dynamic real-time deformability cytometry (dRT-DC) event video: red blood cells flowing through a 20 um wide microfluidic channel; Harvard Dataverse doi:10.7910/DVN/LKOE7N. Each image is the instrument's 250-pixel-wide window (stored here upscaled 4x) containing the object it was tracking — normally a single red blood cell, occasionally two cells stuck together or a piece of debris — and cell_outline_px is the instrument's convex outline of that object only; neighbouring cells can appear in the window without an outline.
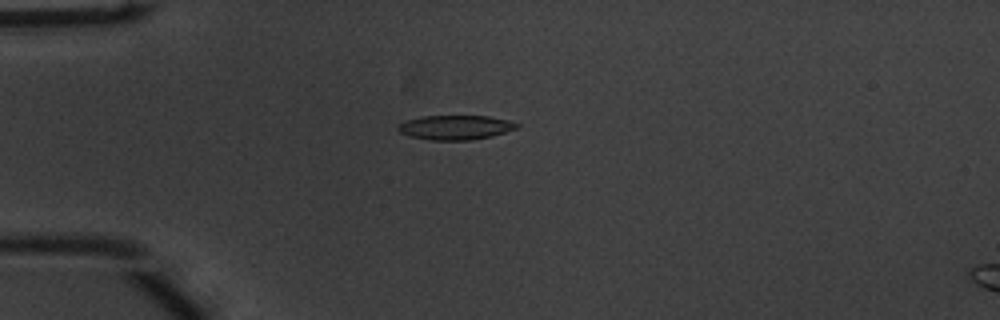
{"species": "common noctule bat (a hibernating species)", "species_latin": "Nyctalus noctula", "temperature_condition": "warm", "stored_images_in_passage": 54, "camera_frame_rate_fps": 3000, "um_per_image_px": 0.085, "animal": {"sex": "male", "body_mass_g": 20.1, "forearm_length_mm": 53.5}, "frame": {"image": 1, "passage_image": 15, "time_ms": 4.667, "image_size_px": [1000, 320], "cell_outline_px": [[520, 128], [492, 136], [468, 140], [432, 140], [412, 136], [400, 132], [396, 128], [400, 124], [408, 120], [420, 116], [488, 116], [512, 120], [520, 124]], "centroid_in_image_um": [38.8, 10.82], "position_along_channel_um": 46.2, "area_um2": 16.94}}
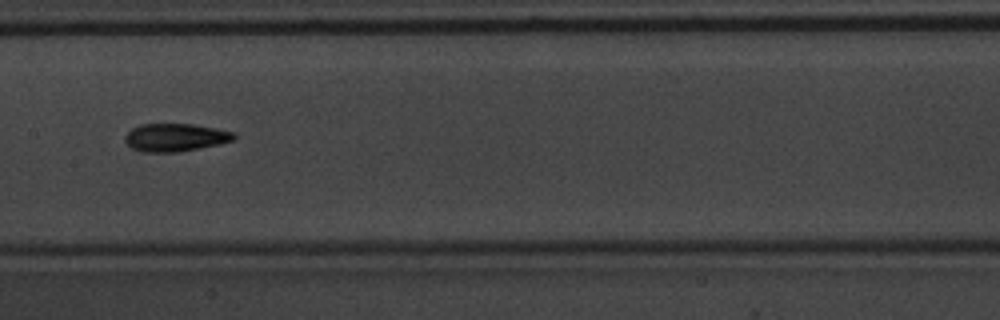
{"frame": {"image": 2, "passage_image": 28, "time_ms": 9.0, "image_size_px": [1000, 320], "cell_outline_px": [[236, 140], [220, 144], [180, 152], [144, 152], [132, 148], [124, 140], [124, 136], [132, 128], [140, 124], [192, 124], [216, 128], [236, 132]], "centroid_in_image_um": [14.94, 11.68], "position_along_channel_um": 192.5, "area_um2": 17.92}}
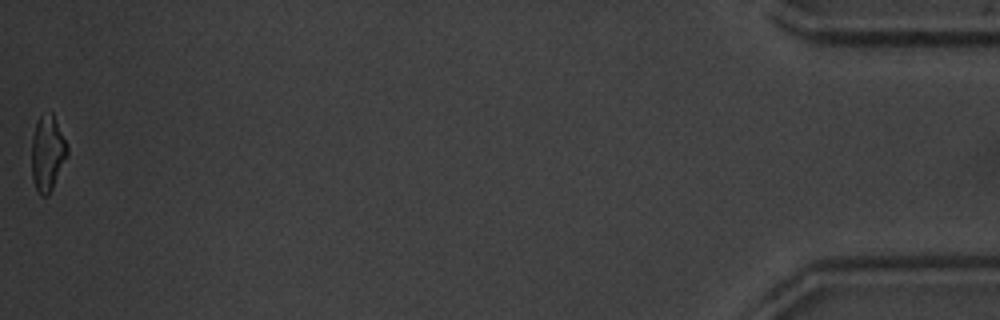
{"frame": {"image": 3, "passage_image": 54, "time_ms": 17.667, "image_size_px": [1000, 320], "cell_outline_px": [[68, 156], [48, 196], [40, 196], [32, 180], [32, 136], [36, 120], [40, 116], [52, 112], [68, 148]], "centroid_in_image_um": [4.03, 13.05], "position_along_channel_um": 431.2, "area_um2": 15.61}, "authors_computed_cell_mechanics": {"area_um2": 16.8776, "velocity_mm_per_s": 3.8211, "shape_relaxation_time_tau1_ms": 3.92, "shape_relaxation_time_tau2_ms": 1.7113, "deformation_change_tau1": 0.1621, "deformation_change_tau2": 0.0882}}